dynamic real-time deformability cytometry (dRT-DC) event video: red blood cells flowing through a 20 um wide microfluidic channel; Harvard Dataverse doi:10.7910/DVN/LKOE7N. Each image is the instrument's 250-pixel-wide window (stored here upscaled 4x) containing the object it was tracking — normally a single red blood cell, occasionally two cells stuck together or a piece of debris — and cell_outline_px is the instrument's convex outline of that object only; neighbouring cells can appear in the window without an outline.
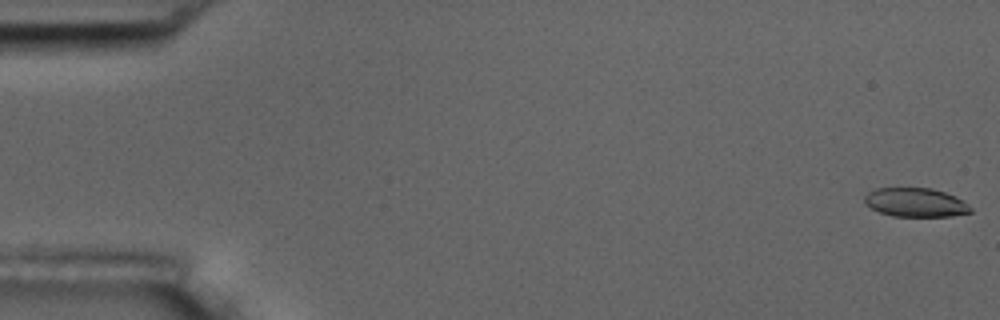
{"species": "common noctule bat (a hibernating species)", "species_latin": "Nyctalus noctula", "temperature_condition": "room temperature", "stored_images_in_passage": 7, "camera_frame_rate_fps": 3000, "um_per_image_px": 0.085, "animal": {"sex": "male", "body_mass_g": 17.5, "forearm_length_mm": 52.3}, "frame": {"image": 1, "passage_image": 1, "time_ms": 0.0, "image_size_px": [1000, 320], "cell_outline_px": [[972, 212], [952, 216], [892, 216], [880, 212], [872, 208], [864, 200], [864, 196], [868, 192], [876, 188], [932, 188], [956, 196], [964, 200], [972, 208]], "centroid_in_image_um": [77.86, 17.2], "position_along_channel_um": 7.1, "area_um2": 17.86}}
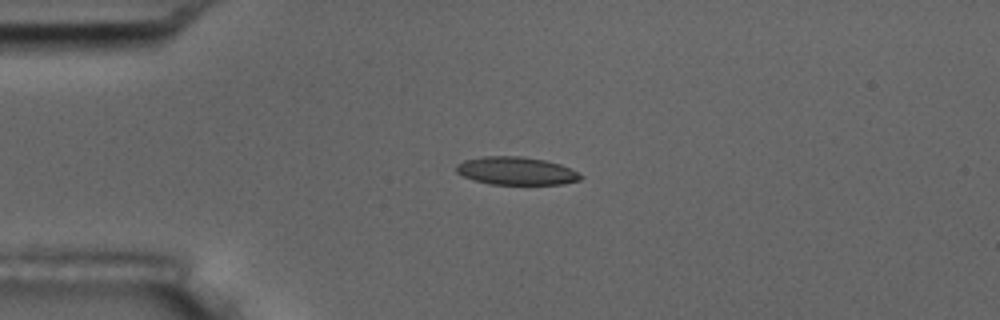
{"frame": {"image": 2, "passage_image": 5, "time_ms": 1.333, "image_size_px": [1000, 320], "cell_outline_px": [[584, 176], [580, 180], [564, 184], [488, 184], [464, 176], [456, 172], [456, 164], [464, 160], [484, 156], [520, 156], [544, 160], [560, 164]], "centroid_in_image_um": [43.87, 14.52], "position_along_channel_um": 41.1, "area_um2": 20.11}}